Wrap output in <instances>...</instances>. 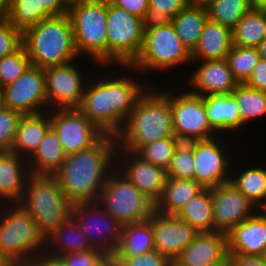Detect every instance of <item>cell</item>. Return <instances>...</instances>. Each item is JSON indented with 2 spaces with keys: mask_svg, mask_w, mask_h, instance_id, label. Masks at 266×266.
Returning a JSON list of instances; mask_svg holds the SVG:
<instances>
[{
  "mask_svg": "<svg viewBox=\"0 0 266 266\" xmlns=\"http://www.w3.org/2000/svg\"><path fill=\"white\" fill-rule=\"evenodd\" d=\"M266 37V10L251 9L232 29V44L257 48Z\"/></svg>",
  "mask_w": 266,
  "mask_h": 266,
  "instance_id": "obj_30",
  "label": "cell"
},
{
  "mask_svg": "<svg viewBox=\"0 0 266 266\" xmlns=\"http://www.w3.org/2000/svg\"><path fill=\"white\" fill-rule=\"evenodd\" d=\"M22 116L8 107L0 109V151H11Z\"/></svg>",
  "mask_w": 266,
  "mask_h": 266,
  "instance_id": "obj_43",
  "label": "cell"
},
{
  "mask_svg": "<svg viewBox=\"0 0 266 266\" xmlns=\"http://www.w3.org/2000/svg\"><path fill=\"white\" fill-rule=\"evenodd\" d=\"M192 0H148L149 8L142 18L144 31L170 24Z\"/></svg>",
  "mask_w": 266,
  "mask_h": 266,
  "instance_id": "obj_34",
  "label": "cell"
},
{
  "mask_svg": "<svg viewBox=\"0 0 266 266\" xmlns=\"http://www.w3.org/2000/svg\"><path fill=\"white\" fill-rule=\"evenodd\" d=\"M192 93L203 96L207 119L213 130H231L242 125L237 102L231 94L204 95L199 91Z\"/></svg>",
  "mask_w": 266,
  "mask_h": 266,
  "instance_id": "obj_26",
  "label": "cell"
},
{
  "mask_svg": "<svg viewBox=\"0 0 266 266\" xmlns=\"http://www.w3.org/2000/svg\"><path fill=\"white\" fill-rule=\"evenodd\" d=\"M0 266H11L4 258L0 257Z\"/></svg>",
  "mask_w": 266,
  "mask_h": 266,
  "instance_id": "obj_58",
  "label": "cell"
},
{
  "mask_svg": "<svg viewBox=\"0 0 266 266\" xmlns=\"http://www.w3.org/2000/svg\"><path fill=\"white\" fill-rule=\"evenodd\" d=\"M248 87L266 92V60L260 59L250 78L244 83Z\"/></svg>",
  "mask_w": 266,
  "mask_h": 266,
  "instance_id": "obj_47",
  "label": "cell"
},
{
  "mask_svg": "<svg viewBox=\"0 0 266 266\" xmlns=\"http://www.w3.org/2000/svg\"><path fill=\"white\" fill-rule=\"evenodd\" d=\"M228 253L266 256V220L253 215L227 233Z\"/></svg>",
  "mask_w": 266,
  "mask_h": 266,
  "instance_id": "obj_19",
  "label": "cell"
},
{
  "mask_svg": "<svg viewBox=\"0 0 266 266\" xmlns=\"http://www.w3.org/2000/svg\"><path fill=\"white\" fill-rule=\"evenodd\" d=\"M230 70L239 84H244L260 60L257 48L232 45L225 58Z\"/></svg>",
  "mask_w": 266,
  "mask_h": 266,
  "instance_id": "obj_36",
  "label": "cell"
},
{
  "mask_svg": "<svg viewBox=\"0 0 266 266\" xmlns=\"http://www.w3.org/2000/svg\"><path fill=\"white\" fill-rule=\"evenodd\" d=\"M167 177L195 180L193 142H181L166 170Z\"/></svg>",
  "mask_w": 266,
  "mask_h": 266,
  "instance_id": "obj_41",
  "label": "cell"
},
{
  "mask_svg": "<svg viewBox=\"0 0 266 266\" xmlns=\"http://www.w3.org/2000/svg\"><path fill=\"white\" fill-rule=\"evenodd\" d=\"M104 252L98 247H93L86 251L73 252L55 256L60 257L67 266H93Z\"/></svg>",
  "mask_w": 266,
  "mask_h": 266,
  "instance_id": "obj_46",
  "label": "cell"
},
{
  "mask_svg": "<svg viewBox=\"0 0 266 266\" xmlns=\"http://www.w3.org/2000/svg\"><path fill=\"white\" fill-rule=\"evenodd\" d=\"M99 198L105 203V212L122 226L147 220L155 211V204L125 177H108Z\"/></svg>",
  "mask_w": 266,
  "mask_h": 266,
  "instance_id": "obj_9",
  "label": "cell"
},
{
  "mask_svg": "<svg viewBox=\"0 0 266 266\" xmlns=\"http://www.w3.org/2000/svg\"><path fill=\"white\" fill-rule=\"evenodd\" d=\"M93 266H120L114 253L104 252Z\"/></svg>",
  "mask_w": 266,
  "mask_h": 266,
  "instance_id": "obj_52",
  "label": "cell"
},
{
  "mask_svg": "<svg viewBox=\"0 0 266 266\" xmlns=\"http://www.w3.org/2000/svg\"><path fill=\"white\" fill-rule=\"evenodd\" d=\"M51 128L50 118L44 119L43 115H23L16 132L15 142L11 151L19 155L21 150L31 151V155L37 151L41 140ZM20 153V154H19Z\"/></svg>",
  "mask_w": 266,
  "mask_h": 266,
  "instance_id": "obj_28",
  "label": "cell"
},
{
  "mask_svg": "<svg viewBox=\"0 0 266 266\" xmlns=\"http://www.w3.org/2000/svg\"><path fill=\"white\" fill-rule=\"evenodd\" d=\"M12 0H0V18L8 16Z\"/></svg>",
  "mask_w": 266,
  "mask_h": 266,
  "instance_id": "obj_53",
  "label": "cell"
},
{
  "mask_svg": "<svg viewBox=\"0 0 266 266\" xmlns=\"http://www.w3.org/2000/svg\"><path fill=\"white\" fill-rule=\"evenodd\" d=\"M227 259V234L201 232L181 251L173 266H217Z\"/></svg>",
  "mask_w": 266,
  "mask_h": 266,
  "instance_id": "obj_17",
  "label": "cell"
},
{
  "mask_svg": "<svg viewBox=\"0 0 266 266\" xmlns=\"http://www.w3.org/2000/svg\"><path fill=\"white\" fill-rule=\"evenodd\" d=\"M190 79L205 95L231 94L239 85L225 59L205 60Z\"/></svg>",
  "mask_w": 266,
  "mask_h": 266,
  "instance_id": "obj_20",
  "label": "cell"
},
{
  "mask_svg": "<svg viewBox=\"0 0 266 266\" xmlns=\"http://www.w3.org/2000/svg\"><path fill=\"white\" fill-rule=\"evenodd\" d=\"M49 17L43 7H39V0H12L6 18L23 31Z\"/></svg>",
  "mask_w": 266,
  "mask_h": 266,
  "instance_id": "obj_37",
  "label": "cell"
},
{
  "mask_svg": "<svg viewBox=\"0 0 266 266\" xmlns=\"http://www.w3.org/2000/svg\"><path fill=\"white\" fill-rule=\"evenodd\" d=\"M204 188L195 180L167 177L155 211L164 215H177L184 205L199 195Z\"/></svg>",
  "mask_w": 266,
  "mask_h": 266,
  "instance_id": "obj_24",
  "label": "cell"
},
{
  "mask_svg": "<svg viewBox=\"0 0 266 266\" xmlns=\"http://www.w3.org/2000/svg\"><path fill=\"white\" fill-rule=\"evenodd\" d=\"M5 107L23 115L40 114L38 105L48 101L44 70L30 65L14 82L3 86Z\"/></svg>",
  "mask_w": 266,
  "mask_h": 266,
  "instance_id": "obj_13",
  "label": "cell"
},
{
  "mask_svg": "<svg viewBox=\"0 0 266 266\" xmlns=\"http://www.w3.org/2000/svg\"><path fill=\"white\" fill-rule=\"evenodd\" d=\"M173 98V99H172ZM174 135L180 142L211 139L212 131L204 107L202 95L192 92L170 97Z\"/></svg>",
  "mask_w": 266,
  "mask_h": 266,
  "instance_id": "obj_11",
  "label": "cell"
},
{
  "mask_svg": "<svg viewBox=\"0 0 266 266\" xmlns=\"http://www.w3.org/2000/svg\"><path fill=\"white\" fill-rule=\"evenodd\" d=\"M265 202L264 203H262L261 205H260V207L261 208H263V210H264V213L263 214H261V216L266 220V200H264Z\"/></svg>",
  "mask_w": 266,
  "mask_h": 266,
  "instance_id": "obj_57",
  "label": "cell"
},
{
  "mask_svg": "<svg viewBox=\"0 0 266 266\" xmlns=\"http://www.w3.org/2000/svg\"><path fill=\"white\" fill-rule=\"evenodd\" d=\"M155 250L151 216L147 220L122 226L121 237L114 254L116 257H133Z\"/></svg>",
  "mask_w": 266,
  "mask_h": 266,
  "instance_id": "obj_25",
  "label": "cell"
},
{
  "mask_svg": "<svg viewBox=\"0 0 266 266\" xmlns=\"http://www.w3.org/2000/svg\"><path fill=\"white\" fill-rule=\"evenodd\" d=\"M142 19L107 0V62L132 65L144 41Z\"/></svg>",
  "mask_w": 266,
  "mask_h": 266,
  "instance_id": "obj_8",
  "label": "cell"
},
{
  "mask_svg": "<svg viewBox=\"0 0 266 266\" xmlns=\"http://www.w3.org/2000/svg\"><path fill=\"white\" fill-rule=\"evenodd\" d=\"M208 19V11L200 0H192L175 17L172 24L177 35L190 53L198 45L204 24Z\"/></svg>",
  "mask_w": 266,
  "mask_h": 266,
  "instance_id": "obj_23",
  "label": "cell"
},
{
  "mask_svg": "<svg viewBox=\"0 0 266 266\" xmlns=\"http://www.w3.org/2000/svg\"><path fill=\"white\" fill-rule=\"evenodd\" d=\"M120 8L125 9L127 12L143 18L149 8L148 0H108Z\"/></svg>",
  "mask_w": 266,
  "mask_h": 266,
  "instance_id": "obj_48",
  "label": "cell"
},
{
  "mask_svg": "<svg viewBox=\"0 0 266 266\" xmlns=\"http://www.w3.org/2000/svg\"><path fill=\"white\" fill-rule=\"evenodd\" d=\"M68 15L73 26L77 53H89L107 63V0L70 2Z\"/></svg>",
  "mask_w": 266,
  "mask_h": 266,
  "instance_id": "obj_6",
  "label": "cell"
},
{
  "mask_svg": "<svg viewBox=\"0 0 266 266\" xmlns=\"http://www.w3.org/2000/svg\"><path fill=\"white\" fill-rule=\"evenodd\" d=\"M120 266H173V263L156 250L133 257H116Z\"/></svg>",
  "mask_w": 266,
  "mask_h": 266,
  "instance_id": "obj_45",
  "label": "cell"
},
{
  "mask_svg": "<svg viewBox=\"0 0 266 266\" xmlns=\"http://www.w3.org/2000/svg\"><path fill=\"white\" fill-rule=\"evenodd\" d=\"M72 234L75 236H72ZM49 236L52 237V241L58 244L61 242L60 246L63 248L64 253L61 251L60 255L86 251L93 248L72 217L66 223L56 228Z\"/></svg>",
  "mask_w": 266,
  "mask_h": 266,
  "instance_id": "obj_39",
  "label": "cell"
},
{
  "mask_svg": "<svg viewBox=\"0 0 266 266\" xmlns=\"http://www.w3.org/2000/svg\"><path fill=\"white\" fill-rule=\"evenodd\" d=\"M22 46V30L7 18H0V59L15 53Z\"/></svg>",
  "mask_w": 266,
  "mask_h": 266,
  "instance_id": "obj_44",
  "label": "cell"
},
{
  "mask_svg": "<svg viewBox=\"0 0 266 266\" xmlns=\"http://www.w3.org/2000/svg\"><path fill=\"white\" fill-rule=\"evenodd\" d=\"M89 205H91V203L90 204L89 203L73 204L72 213H71V217H73L72 219H75L77 217L74 221L77 223V225L79 226L80 230L87 237L89 243L93 247H99V249H101L103 252H106V253H114L115 250L117 249V246H118V243H119V240H120V237H121L122 225L115 218H113L112 216H110L107 212H102L104 214L106 213L105 216H108L111 219L110 221L107 220V223L109 225L107 224V226L105 227L106 229L104 228V225H103V228L104 229H101L103 231L104 230H106V231L108 230L107 233L108 232L110 233V234L108 233V236H110V237H108L109 241L107 240V238H105V239H103L104 241L102 243H98L99 246L96 245L95 244L96 242L93 241V239H92L93 237H90V235L92 234L91 233V230L94 231L95 227L96 228L97 227L99 228L98 223L100 221L98 219H100V218H97L96 217V218L91 219V217H90V219H89V217H88L89 215H85V214H87V211H89V210H87L88 207H89ZM78 217H80V218H78ZM85 219H87V221H85ZM88 219L89 220H92V221H96V222L95 223L89 222ZM102 220H106V219H103L102 218ZM110 223H111V226H110ZM99 232H100V229H99ZM93 233H95V232H93ZM95 238H97V237L95 236ZM101 244H103V245L101 246Z\"/></svg>",
  "mask_w": 266,
  "mask_h": 266,
  "instance_id": "obj_27",
  "label": "cell"
},
{
  "mask_svg": "<svg viewBox=\"0 0 266 266\" xmlns=\"http://www.w3.org/2000/svg\"><path fill=\"white\" fill-rule=\"evenodd\" d=\"M19 155L12 151H0V196L18 202L24 196V180ZM24 186V187H23Z\"/></svg>",
  "mask_w": 266,
  "mask_h": 266,
  "instance_id": "obj_31",
  "label": "cell"
},
{
  "mask_svg": "<svg viewBox=\"0 0 266 266\" xmlns=\"http://www.w3.org/2000/svg\"><path fill=\"white\" fill-rule=\"evenodd\" d=\"M208 11V18L231 30L252 8L249 0H200Z\"/></svg>",
  "mask_w": 266,
  "mask_h": 266,
  "instance_id": "obj_33",
  "label": "cell"
},
{
  "mask_svg": "<svg viewBox=\"0 0 266 266\" xmlns=\"http://www.w3.org/2000/svg\"><path fill=\"white\" fill-rule=\"evenodd\" d=\"M260 59L266 60V37L261 41L257 47Z\"/></svg>",
  "mask_w": 266,
  "mask_h": 266,
  "instance_id": "obj_55",
  "label": "cell"
},
{
  "mask_svg": "<svg viewBox=\"0 0 266 266\" xmlns=\"http://www.w3.org/2000/svg\"><path fill=\"white\" fill-rule=\"evenodd\" d=\"M115 138L114 135L105 134L92 147L67 155L53 174L73 204L91 203L93 198L99 197L108 178L105 170L114 151Z\"/></svg>",
  "mask_w": 266,
  "mask_h": 266,
  "instance_id": "obj_1",
  "label": "cell"
},
{
  "mask_svg": "<svg viewBox=\"0 0 266 266\" xmlns=\"http://www.w3.org/2000/svg\"><path fill=\"white\" fill-rule=\"evenodd\" d=\"M217 266H230V264H229V261H228V259H227L224 263L219 264V265H217Z\"/></svg>",
  "mask_w": 266,
  "mask_h": 266,
  "instance_id": "obj_59",
  "label": "cell"
},
{
  "mask_svg": "<svg viewBox=\"0 0 266 266\" xmlns=\"http://www.w3.org/2000/svg\"><path fill=\"white\" fill-rule=\"evenodd\" d=\"M36 167L31 170V175H49L53 174L60 168L66 159V154L62 149L61 142L55 131L50 128L34 153Z\"/></svg>",
  "mask_w": 266,
  "mask_h": 266,
  "instance_id": "obj_32",
  "label": "cell"
},
{
  "mask_svg": "<svg viewBox=\"0 0 266 266\" xmlns=\"http://www.w3.org/2000/svg\"><path fill=\"white\" fill-rule=\"evenodd\" d=\"M137 155L131 165L124 171V177L137 187L151 202L161 198L167 179L166 170L143 160Z\"/></svg>",
  "mask_w": 266,
  "mask_h": 266,
  "instance_id": "obj_21",
  "label": "cell"
},
{
  "mask_svg": "<svg viewBox=\"0 0 266 266\" xmlns=\"http://www.w3.org/2000/svg\"><path fill=\"white\" fill-rule=\"evenodd\" d=\"M231 95L237 102L242 124L266 113V92L239 84Z\"/></svg>",
  "mask_w": 266,
  "mask_h": 266,
  "instance_id": "obj_35",
  "label": "cell"
},
{
  "mask_svg": "<svg viewBox=\"0 0 266 266\" xmlns=\"http://www.w3.org/2000/svg\"><path fill=\"white\" fill-rule=\"evenodd\" d=\"M155 250L172 263L199 233L189 223L176 215H164L154 211L151 214Z\"/></svg>",
  "mask_w": 266,
  "mask_h": 266,
  "instance_id": "obj_15",
  "label": "cell"
},
{
  "mask_svg": "<svg viewBox=\"0 0 266 266\" xmlns=\"http://www.w3.org/2000/svg\"><path fill=\"white\" fill-rule=\"evenodd\" d=\"M228 261L230 266H266V256L228 253Z\"/></svg>",
  "mask_w": 266,
  "mask_h": 266,
  "instance_id": "obj_49",
  "label": "cell"
},
{
  "mask_svg": "<svg viewBox=\"0 0 266 266\" xmlns=\"http://www.w3.org/2000/svg\"><path fill=\"white\" fill-rule=\"evenodd\" d=\"M69 0H39V7L51 16H62L68 14Z\"/></svg>",
  "mask_w": 266,
  "mask_h": 266,
  "instance_id": "obj_50",
  "label": "cell"
},
{
  "mask_svg": "<svg viewBox=\"0 0 266 266\" xmlns=\"http://www.w3.org/2000/svg\"><path fill=\"white\" fill-rule=\"evenodd\" d=\"M22 45L31 65L42 69L68 64L78 56L68 14L51 16L24 29Z\"/></svg>",
  "mask_w": 266,
  "mask_h": 266,
  "instance_id": "obj_3",
  "label": "cell"
},
{
  "mask_svg": "<svg viewBox=\"0 0 266 266\" xmlns=\"http://www.w3.org/2000/svg\"><path fill=\"white\" fill-rule=\"evenodd\" d=\"M31 65L23 45L13 54L0 59V86L16 81Z\"/></svg>",
  "mask_w": 266,
  "mask_h": 266,
  "instance_id": "obj_42",
  "label": "cell"
},
{
  "mask_svg": "<svg viewBox=\"0 0 266 266\" xmlns=\"http://www.w3.org/2000/svg\"><path fill=\"white\" fill-rule=\"evenodd\" d=\"M180 143L176 137H166L142 146L136 154L143 160L167 170Z\"/></svg>",
  "mask_w": 266,
  "mask_h": 266,
  "instance_id": "obj_40",
  "label": "cell"
},
{
  "mask_svg": "<svg viewBox=\"0 0 266 266\" xmlns=\"http://www.w3.org/2000/svg\"><path fill=\"white\" fill-rule=\"evenodd\" d=\"M43 70L48 101L53 100L61 109L79 108L85 92L79 71L69 63Z\"/></svg>",
  "mask_w": 266,
  "mask_h": 266,
  "instance_id": "obj_16",
  "label": "cell"
},
{
  "mask_svg": "<svg viewBox=\"0 0 266 266\" xmlns=\"http://www.w3.org/2000/svg\"><path fill=\"white\" fill-rule=\"evenodd\" d=\"M211 199L216 232L227 234L253 216L249 211L254 204L231 182L211 188Z\"/></svg>",
  "mask_w": 266,
  "mask_h": 266,
  "instance_id": "obj_14",
  "label": "cell"
},
{
  "mask_svg": "<svg viewBox=\"0 0 266 266\" xmlns=\"http://www.w3.org/2000/svg\"><path fill=\"white\" fill-rule=\"evenodd\" d=\"M189 60L192 61L191 53L182 43L171 22L145 30L142 49L132 64L141 69H164Z\"/></svg>",
  "mask_w": 266,
  "mask_h": 266,
  "instance_id": "obj_10",
  "label": "cell"
},
{
  "mask_svg": "<svg viewBox=\"0 0 266 266\" xmlns=\"http://www.w3.org/2000/svg\"><path fill=\"white\" fill-rule=\"evenodd\" d=\"M47 256L35 261L33 266H67L60 257L55 255H50V257L49 254Z\"/></svg>",
  "mask_w": 266,
  "mask_h": 266,
  "instance_id": "obj_51",
  "label": "cell"
},
{
  "mask_svg": "<svg viewBox=\"0 0 266 266\" xmlns=\"http://www.w3.org/2000/svg\"><path fill=\"white\" fill-rule=\"evenodd\" d=\"M126 125L117 137L124 139V147L136 153L142 146L166 137H175L169 94H142L126 118ZM124 133V134H123ZM124 135V136H123ZM126 135V137H125Z\"/></svg>",
  "mask_w": 266,
  "mask_h": 266,
  "instance_id": "obj_4",
  "label": "cell"
},
{
  "mask_svg": "<svg viewBox=\"0 0 266 266\" xmlns=\"http://www.w3.org/2000/svg\"><path fill=\"white\" fill-rule=\"evenodd\" d=\"M27 199L21 206L33 217L45 238L71 218L73 203L63 193L58 181L49 175H31ZM26 193V194H25Z\"/></svg>",
  "mask_w": 266,
  "mask_h": 266,
  "instance_id": "obj_5",
  "label": "cell"
},
{
  "mask_svg": "<svg viewBox=\"0 0 266 266\" xmlns=\"http://www.w3.org/2000/svg\"><path fill=\"white\" fill-rule=\"evenodd\" d=\"M252 9L266 10V0H249Z\"/></svg>",
  "mask_w": 266,
  "mask_h": 266,
  "instance_id": "obj_54",
  "label": "cell"
},
{
  "mask_svg": "<svg viewBox=\"0 0 266 266\" xmlns=\"http://www.w3.org/2000/svg\"><path fill=\"white\" fill-rule=\"evenodd\" d=\"M195 181L204 189L214 188L230 182L225 178L228 161L220 146L213 140L193 141Z\"/></svg>",
  "mask_w": 266,
  "mask_h": 266,
  "instance_id": "obj_18",
  "label": "cell"
},
{
  "mask_svg": "<svg viewBox=\"0 0 266 266\" xmlns=\"http://www.w3.org/2000/svg\"><path fill=\"white\" fill-rule=\"evenodd\" d=\"M5 107V103H4V91H3V87L0 86V109Z\"/></svg>",
  "mask_w": 266,
  "mask_h": 266,
  "instance_id": "obj_56",
  "label": "cell"
},
{
  "mask_svg": "<svg viewBox=\"0 0 266 266\" xmlns=\"http://www.w3.org/2000/svg\"><path fill=\"white\" fill-rule=\"evenodd\" d=\"M176 216L189 223L199 233L214 232L211 188L204 189L199 195L192 198Z\"/></svg>",
  "mask_w": 266,
  "mask_h": 266,
  "instance_id": "obj_29",
  "label": "cell"
},
{
  "mask_svg": "<svg viewBox=\"0 0 266 266\" xmlns=\"http://www.w3.org/2000/svg\"><path fill=\"white\" fill-rule=\"evenodd\" d=\"M50 121L66 155L92 147L105 135L78 108L59 109Z\"/></svg>",
  "mask_w": 266,
  "mask_h": 266,
  "instance_id": "obj_12",
  "label": "cell"
},
{
  "mask_svg": "<svg viewBox=\"0 0 266 266\" xmlns=\"http://www.w3.org/2000/svg\"><path fill=\"white\" fill-rule=\"evenodd\" d=\"M238 177L234 180L231 179L230 182L254 205L260 206L262 199L265 198L266 200V170L252 168L243 172Z\"/></svg>",
  "mask_w": 266,
  "mask_h": 266,
  "instance_id": "obj_38",
  "label": "cell"
},
{
  "mask_svg": "<svg viewBox=\"0 0 266 266\" xmlns=\"http://www.w3.org/2000/svg\"><path fill=\"white\" fill-rule=\"evenodd\" d=\"M232 30L209 18L204 24L198 45L191 53V58L205 60L225 59L232 48Z\"/></svg>",
  "mask_w": 266,
  "mask_h": 266,
  "instance_id": "obj_22",
  "label": "cell"
},
{
  "mask_svg": "<svg viewBox=\"0 0 266 266\" xmlns=\"http://www.w3.org/2000/svg\"><path fill=\"white\" fill-rule=\"evenodd\" d=\"M0 257L11 266H33L25 254L37 249L45 236L33 217L21 206L0 221Z\"/></svg>",
  "mask_w": 266,
  "mask_h": 266,
  "instance_id": "obj_7",
  "label": "cell"
},
{
  "mask_svg": "<svg viewBox=\"0 0 266 266\" xmlns=\"http://www.w3.org/2000/svg\"><path fill=\"white\" fill-rule=\"evenodd\" d=\"M91 86L86 88L78 109L104 134L116 136L122 127L120 122L132 112L143 89L123 77Z\"/></svg>",
  "mask_w": 266,
  "mask_h": 266,
  "instance_id": "obj_2",
  "label": "cell"
}]
</instances>
